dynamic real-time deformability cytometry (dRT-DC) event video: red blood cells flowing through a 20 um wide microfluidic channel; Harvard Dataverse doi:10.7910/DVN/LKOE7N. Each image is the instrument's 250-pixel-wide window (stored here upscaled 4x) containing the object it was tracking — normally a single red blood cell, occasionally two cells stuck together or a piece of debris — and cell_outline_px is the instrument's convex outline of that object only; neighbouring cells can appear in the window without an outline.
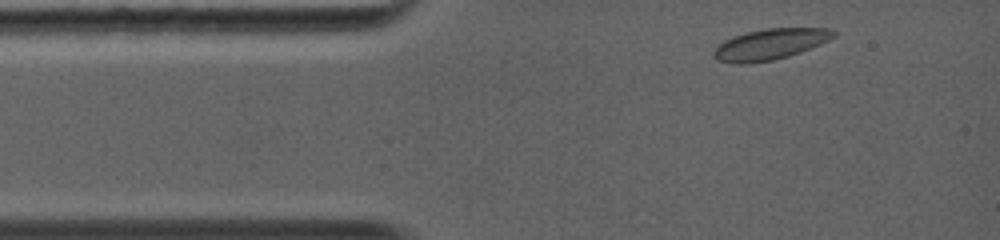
{"species": "common noctule bat (a hibernating species)", "species_latin": "Nyctalus noctula", "temperature_condition": "warm", "stored_images_in_passage": 6, "camera_frame_rate_fps": 5000, "um_per_image_px": 0.085, "animal": {"sex": "female", "body_mass_g": 19.0, "forearm_length_mm": 56.7}, "frame": {"image": 1, "passage_image": 1, "time_ms": 0.0, "image_size_px": [1000, 240], "cell_outline_px": [[836, 36], [820, 44], [800, 52], [788, 56], [772, 60], [748, 64], [732, 64], [716, 60], [712, 56], [712, 52], [724, 40], [732, 36], [764, 28], [832, 28], [836, 32]], "centroid_in_image_um": [65.43, 3.77], "position_along_channel_um": 19.6, "area_um2": 21.73}}
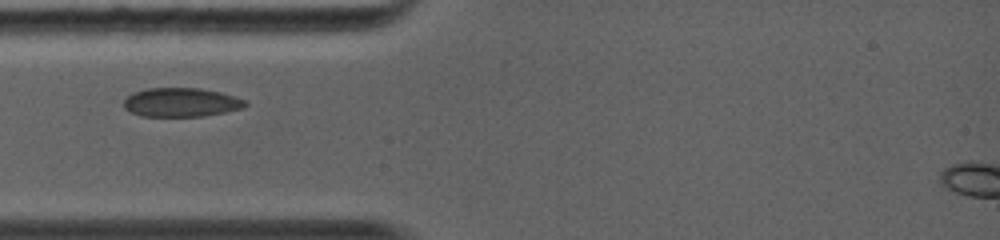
{"frame": {"image": 2, "passage_image": 4, "time_ms": 2.0, "image_size_px": [1000, 240], "cell_outline_px": [[248, 104], [244, 108], [204, 116], [140, 116], [124, 108], [124, 100], [128, 96], [136, 92], [148, 88], [200, 88], [220, 92], [236, 96], [248, 100]], "centroid_in_image_um": [15.46, 8.7], "position_along_channel_um": 69.5, "area_um2": 20.52}}
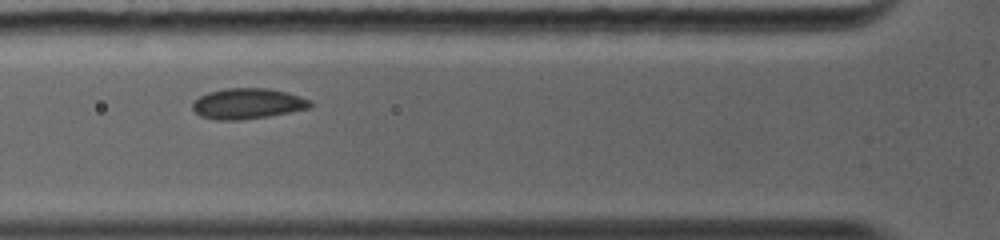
{"frame": {"image": 3, "passage_image": 5, "time_ms": 2.8, "image_size_px": [1000, 240], "cell_outline_px": [[312, 108], [268, 116], [244, 120], [216, 120], [200, 116], [192, 108], [192, 104], [200, 96], [208, 92], [224, 88], [268, 88], [288, 92], [300, 96], [308, 100], [312, 104]], "centroid_in_image_um": [21.05, 8.81], "position_along_channel_um": 104.7, "area_um2": 21.1}}